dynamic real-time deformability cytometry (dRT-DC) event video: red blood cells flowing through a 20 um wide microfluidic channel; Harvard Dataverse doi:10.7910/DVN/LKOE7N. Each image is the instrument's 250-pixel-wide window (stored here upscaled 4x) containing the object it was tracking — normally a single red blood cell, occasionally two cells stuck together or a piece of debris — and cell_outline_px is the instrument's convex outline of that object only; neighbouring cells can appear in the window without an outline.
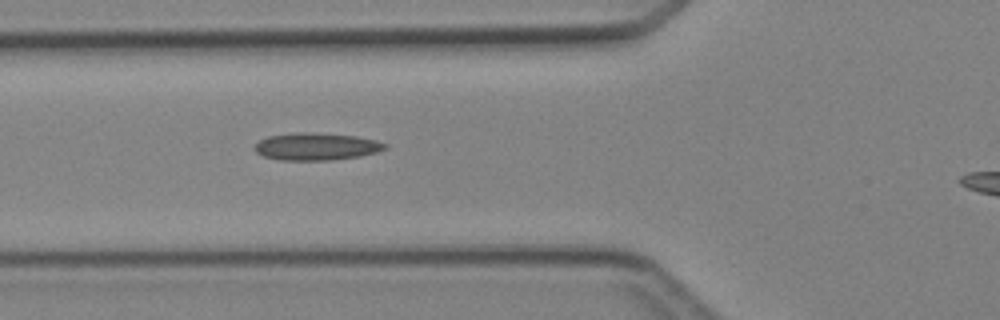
{"species": "Egyptian fruit bat (a non-hibernating species)", "species_latin": "Rousettus aegyptiacus", "temperature_condition": "cold", "stored_images_in_passage": 6, "segment_of_instrument_passage": [1, 2], "camera_frame_rate_fps": 3000, "um_per_image_px": 0.085, "animal": {"sex": "female"}, "frame": {"image": 1, "passage_image": 5, "time_ms": 5.333, "image_size_px": [1000, 320], "cell_outline_px": [[388, 148], [376, 152], [360, 156], [328, 160], [280, 160], [264, 156], [256, 152], [256, 144], [260, 140], [268, 136], [292, 132], [312, 132], [356, 136], [376, 140], [388, 144]], "centroid_in_image_um": [26.91, 12.44], "position_along_channel_um": 98.9, "area_um2": 20.75}}